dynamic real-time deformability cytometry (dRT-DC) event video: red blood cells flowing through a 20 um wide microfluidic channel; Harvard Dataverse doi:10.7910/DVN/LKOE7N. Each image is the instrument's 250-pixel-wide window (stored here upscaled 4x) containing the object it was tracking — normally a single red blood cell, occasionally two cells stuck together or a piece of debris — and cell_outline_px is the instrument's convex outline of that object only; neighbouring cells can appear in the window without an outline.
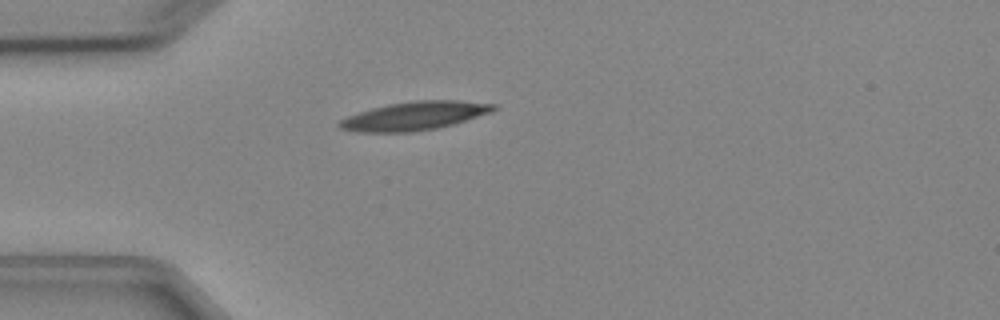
{"species": "Egyptian fruit bat (a non-hibernating species)", "species_latin": "Rousettus aegyptiacus", "temperature_condition": "cold", "stored_images_in_passage": 1, "camera_frame_rate_fps": 3000, "um_per_image_px": 0.085, "animal": {"sex": "female"}, "frame": {"image": 1, "passage_image": 1, "time_ms": 0.0, "image_size_px": [1000, 320], "cell_outline_px": [[496, 108], [492, 112], [452, 124], [436, 128], [412, 132], [356, 132], [340, 128], [336, 124], [340, 120], [348, 116], [372, 108], [388, 104], [412, 100], [456, 100], [496, 104]], "centroid_in_image_um": [35.21, 9.85], "position_along_channel_um": 49.8, "area_um2": 25.49}}